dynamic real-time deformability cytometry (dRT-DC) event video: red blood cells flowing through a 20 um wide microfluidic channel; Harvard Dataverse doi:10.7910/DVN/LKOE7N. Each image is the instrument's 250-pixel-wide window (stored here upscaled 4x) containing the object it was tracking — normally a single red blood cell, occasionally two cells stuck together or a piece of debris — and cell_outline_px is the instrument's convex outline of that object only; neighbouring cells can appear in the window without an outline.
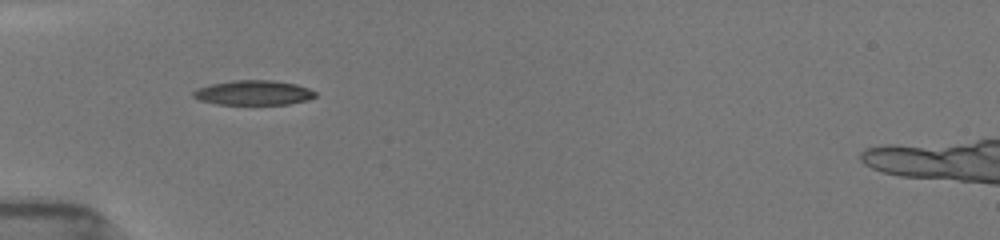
{"species": "common noctule bat (a hibernating species)", "species_latin": "Nyctalus noctula", "temperature_condition": "room temperature", "stored_images_in_passage": 20, "camera_frame_rate_fps": 3000, "um_per_image_px": 0.085, "animal": {"sex": "female", "body_mass_g": 19.5, "forearm_length_mm": 54.1}, "frame": {"image": 1, "passage_image": 1, "time_ms": 0.0, "image_size_px": [1000, 240], "cell_outline_px": [[316, 96], [308, 100], [288, 104], [216, 104], [200, 100], [192, 96], [192, 92], [196, 88], [212, 84], [232, 80], [272, 80], [296, 84], [308, 88], [316, 92]], "centroid_in_image_um": [21.54, 7.88], "position_along_channel_um": 63.5, "area_um2": 17.57}}
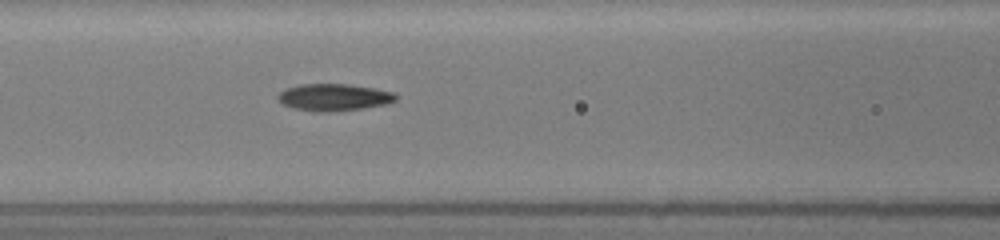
{"frame": {"image": 2, "passage_image": 8, "time_ms": 2.0, "image_size_px": [1000, 240], "cell_outline_px": [[396, 100], [388, 104], [364, 108], [328, 112], [312, 112], [296, 108], [284, 104], [276, 96], [284, 88], [300, 84], [348, 84], [372, 88], [392, 92], [396, 96]], "centroid_in_image_um": [28.36, 8.27], "position_along_channel_um": 138.2, "area_um2": 18.5}}
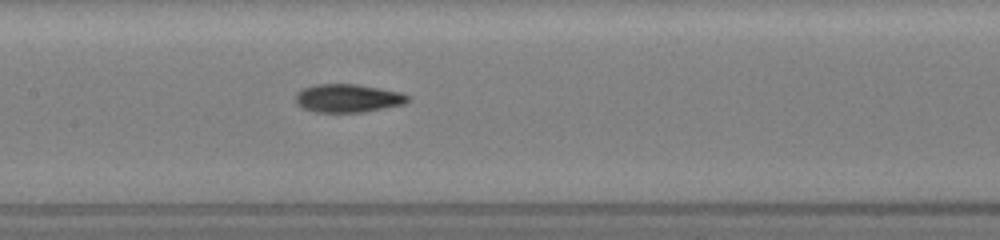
{"frame": {"image": 3, "passage_image": 14, "time_ms": 3.0, "image_size_px": [1000, 240], "cell_outline_px": [[408, 100], [404, 104], [360, 112], [316, 112], [304, 108], [296, 104], [296, 92], [300, 88], [316, 84], [356, 84], [380, 88], [400, 92], [408, 96]], "centroid_in_image_um": [29.51, 8.33], "position_along_channel_um": 177.9, "area_um2": 18.38}}